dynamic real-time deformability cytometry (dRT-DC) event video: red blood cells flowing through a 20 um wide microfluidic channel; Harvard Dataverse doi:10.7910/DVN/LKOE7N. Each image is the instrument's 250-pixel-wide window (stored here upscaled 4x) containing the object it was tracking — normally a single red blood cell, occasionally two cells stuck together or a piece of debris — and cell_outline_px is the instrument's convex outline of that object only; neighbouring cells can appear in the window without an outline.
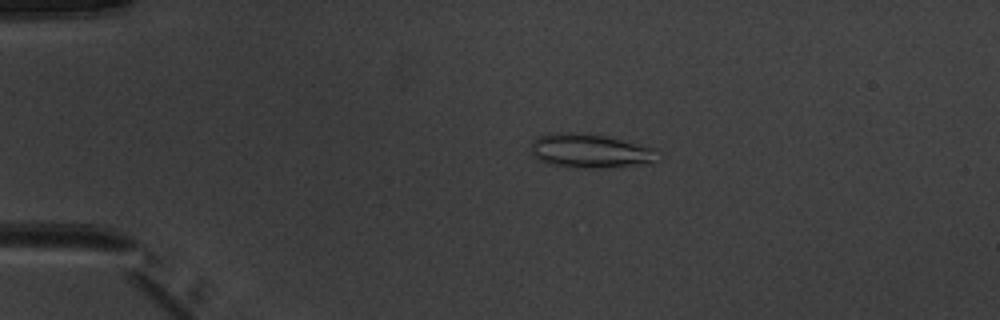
{"species": "common noctule bat (a hibernating species)", "species_latin": "Nyctalus noctula", "temperature_condition": "warm", "stored_images_in_passage": 4, "camera_frame_rate_fps": 3000, "um_per_image_px": 0.085, "animal": {"sex": "male", "body_mass_g": 20.1, "forearm_length_mm": 53.5}, "frame": {"image": 1, "passage_image": 3, "time_ms": 2.333, "image_size_px": [1000, 320], "cell_outline_px": [[660, 152], [648, 164], [600, 168], [572, 168], [548, 164], [540, 160], [532, 152], [532, 140], [536, 136], [560, 132], [588, 132], [656, 148]], "centroid_in_image_um": [50.15, 12.82], "position_along_channel_um": 34.9, "area_um2": 25.37}}
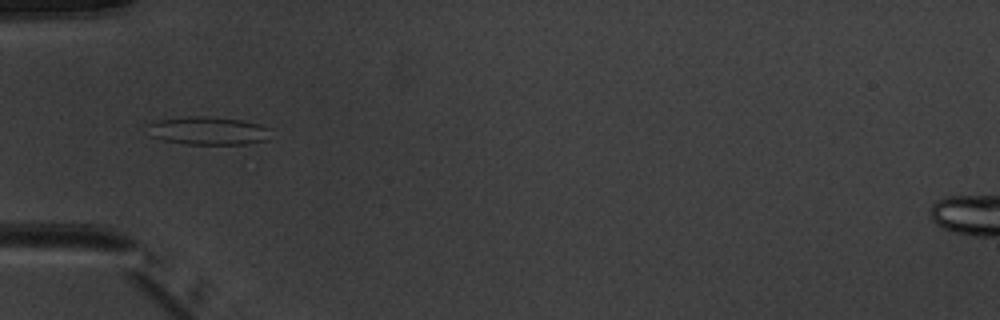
{"frame": {"image": 2, "passage_image": 4, "time_ms": 4.333, "image_size_px": [1000, 320], "cell_outline_px": [[272, 128], [268, 140], [248, 144], [184, 144], [164, 140], [148, 136], [148, 124], [160, 120], [188, 116], [204, 116], [240, 120], [260, 124]], "centroid_in_image_um": [17.72, 11.12], "position_along_channel_um": 67.3, "area_um2": 20.35}}